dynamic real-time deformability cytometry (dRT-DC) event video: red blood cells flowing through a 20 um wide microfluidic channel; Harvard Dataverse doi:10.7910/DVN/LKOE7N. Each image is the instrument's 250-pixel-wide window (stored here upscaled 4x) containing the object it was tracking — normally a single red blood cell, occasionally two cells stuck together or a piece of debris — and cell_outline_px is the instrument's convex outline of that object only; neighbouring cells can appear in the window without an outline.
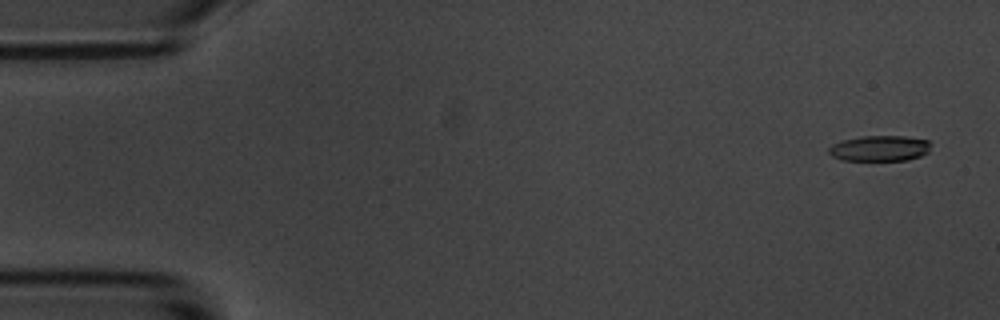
{"species": "common noctule bat (a hibernating species)", "species_latin": "Nyctalus noctula", "temperature_condition": "room temperature", "stored_images_in_passage": 17, "camera_frame_rate_fps": 3000, "um_per_image_px": 0.085, "animal": {"sex": "male", "body_mass_g": 20.1, "forearm_length_mm": 53.5}, "frame": {"image": 1, "passage_image": 3, "time_ms": 0.667, "image_size_px": [1000, 320], "cell_outline_px": [[928, 152], [920, 156], [908, 160], [840, 160], [832, 156], [828, 152], [828, 148], [832, 144], [840, 140], [860, 136], [904, 136], [928, 140]], "centroid_in_image_um": [74.71, 12.6], "position_along_channel_um": 10.3, "area_um2": 15.26}}
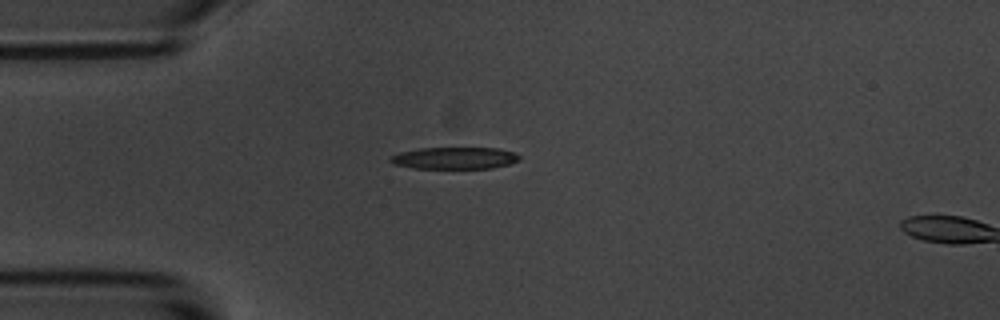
{"frame": {"image": 2, "passage_image": 15, "time_ms": 4.667, "image_size_px": [1000, 320], "cell_outline_px": [[520, 160], [512, 164], [492, 168], [412, 168], [396, 164], [388, 160], [392, 156], [400, 152], [420, 148], [496, 148], [516, 152], [520, 156]], "centroid_in_image_um": [38.71, 13.43], "position_along_channel_um": 46.3, "area_um2": 16.47}}